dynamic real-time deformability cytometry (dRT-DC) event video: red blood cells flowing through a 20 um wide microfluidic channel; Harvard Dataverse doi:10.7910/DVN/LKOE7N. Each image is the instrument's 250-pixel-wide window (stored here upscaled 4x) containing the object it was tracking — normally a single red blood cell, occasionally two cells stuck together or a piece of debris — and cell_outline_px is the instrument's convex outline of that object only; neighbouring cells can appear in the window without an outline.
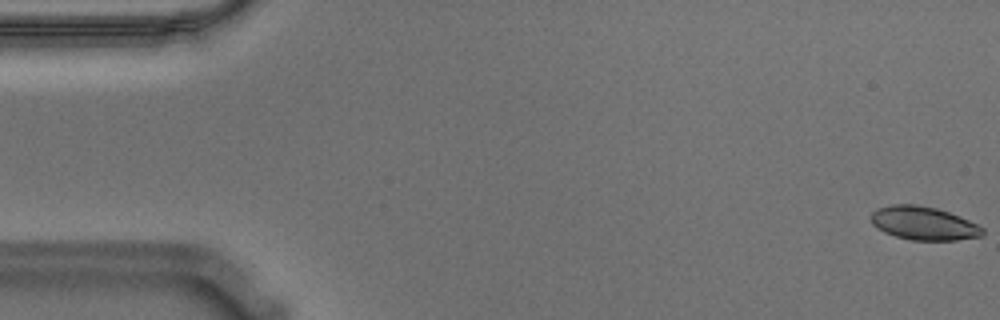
{"species": "Egyptian fruit bat (a non-hibernating species)", "species_latin": "Rousettus aegyptiacus", "temperature_condition": "warm", "stored_images_in_passage": 56, "camera_frame_rate_fps": 3000, "um_per_image_px": 0.085, "animal": {"sex": "male"}, "frame": {"image": 1, "passage_image": 1, "time_ms": 0.0, "image_size_px": [1000, 320], "cell_outline_px": [[984, 232], [980, 236], [956, 240], [912, 240], [896, 236], [884, 232], [872, 224], [872, 212], [876, 208], [892, 204], [916, 204], [936, 208], [960, 216], [984, 228]], "centroid_in_image_um": [78.5, 18.97], "position_along_channel_um": 6.5, "area_um2": 21.62}}
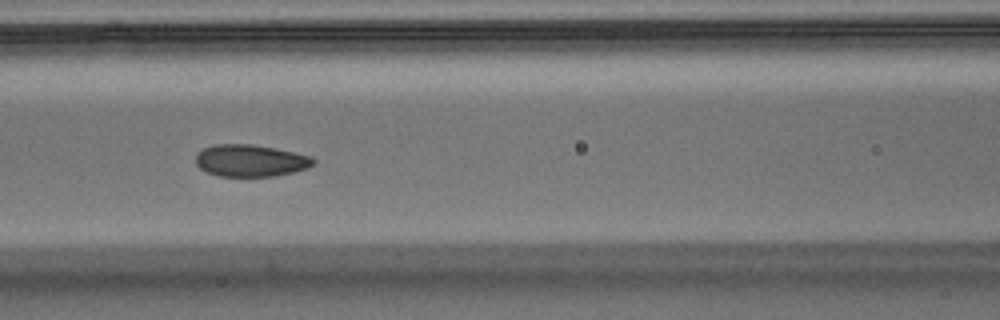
{"frame": {"image": 2, "passage_image": 24, "time_ms": 7.667, "image_size_px": [1000, 320], "cell_outline_px": [[316, 164], [308, 168], [276, 176], [220, 176], [208, 172], [200, 168], [196, 164], [196, 152], [204, 148], [216, 144], [252, 144], [276, 148], [312, 156], [316, 160]], "centroid_in_image_um": [21.32, 13.64], "position_along_channel_um": 145.3, "area_um2": 22.08}}
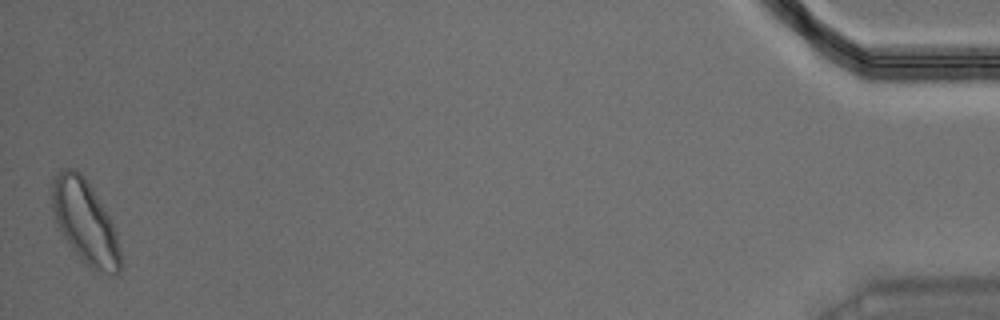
{"frame": {"image": 3, "passage_image": 56, "time_ms": 18.333, "image_size_px": [1000, 320], "cell_outline_px": [[120, 272], [116, 276], [112, 276], [92, 268], [68, 244], [56, 228], [48, 192], [52, 176], [60, 168], [72, 168], [80, 172], [84, 176], [92, 188], [108, 216], [116, 232], [120, 252]], "centroid_in_image_um": [7.14, 18.8], "position_along_channel_um": 428.1, "area_um2": 33.7}, "authors_computed_cell_mechanics": {"area_um2": 22.3686, "velocity_mm_per_s": 3.5591, "shape_relaxation_time_tau1_ms": 3.3958, "shape_relaxation_time_tau2_ms": 1.5637, "deformation_change_tau1": 0.0823, "deformation_change_tau2": 0.053}}